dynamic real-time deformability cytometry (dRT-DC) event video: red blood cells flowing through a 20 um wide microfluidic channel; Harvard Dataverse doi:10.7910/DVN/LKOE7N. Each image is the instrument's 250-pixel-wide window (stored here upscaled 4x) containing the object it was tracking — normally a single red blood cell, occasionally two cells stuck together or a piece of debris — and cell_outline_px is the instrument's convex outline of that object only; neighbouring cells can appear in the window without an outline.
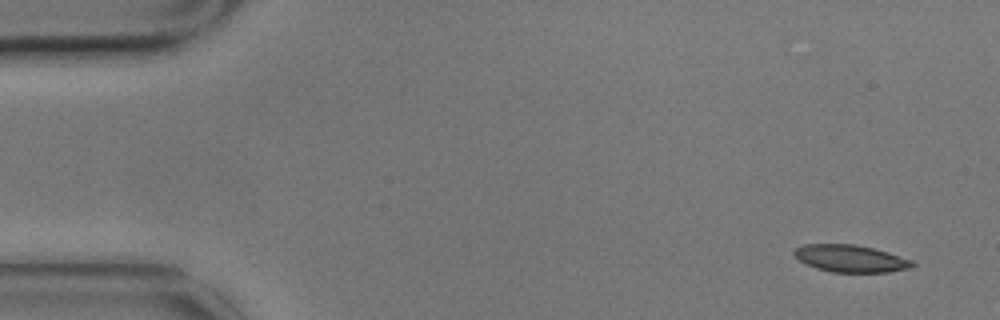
{"species": "common noctule bat (a hibernating species)", "species_latin": "Nyctalus noctula", "temperature_condition": "cold", "stored_images_in_passage": 6, "camera_frame_rate_fps": 3000, "um_per_image_px": 0.085, "animal": {"sex": "male", "body_mass_g": 17.9}, "frame": {"image": 1, "passage_image": 1, "time_ms": 0.0, "image_size_px": [1000, 320], "cell_outline_px": [[916, 264], [912, 268], [888, 272], [832, 272], [816, 268], [804, 264], [792, 252], [796, 248], [804, 244], [856, 244], [888, 252], [912, 260]], "centroid_in_image_um": [72.31, 21.97], "position_along_channel_um": 12.7, "area_um2": 18.79}}